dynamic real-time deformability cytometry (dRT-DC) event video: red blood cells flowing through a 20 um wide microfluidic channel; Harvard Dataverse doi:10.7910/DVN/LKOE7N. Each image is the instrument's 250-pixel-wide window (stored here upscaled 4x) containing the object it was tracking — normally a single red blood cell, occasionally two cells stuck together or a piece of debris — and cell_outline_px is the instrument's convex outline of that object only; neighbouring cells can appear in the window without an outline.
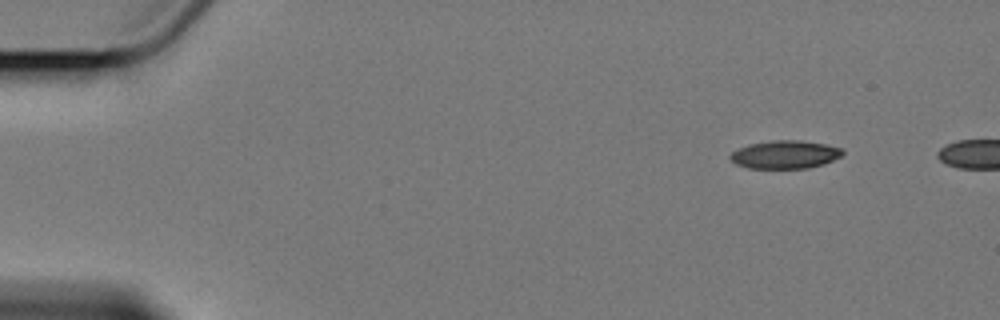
{"species": "Egyptian fruit bat (a non-hibernating species)", "species_latin": "Rousettus aegyptiacus", "temperature_condition": "cold", "stored_images_in_passage": 4, "camera_frame_rate_fps": 3000, "um_per_image_px": 0.085, "animal": {"sex": "female"}, "frame": {"image": 1, "passage_image": 1, "time_ms": 0.0, "image_size_px": [1000, 320], "cell_outline_px": [[844, 152], [840, 156], [824, 164], [808, 168], [748, 168], [736, 164], [728, 156], [736, 148], [748, 144], [772, 140], [800, 140], [824, 144], [840, 148]], "centroid_in_image_um": [66.68, 13.13], "position_along_channel_um": 18.3, "area_um2": 18.38}}